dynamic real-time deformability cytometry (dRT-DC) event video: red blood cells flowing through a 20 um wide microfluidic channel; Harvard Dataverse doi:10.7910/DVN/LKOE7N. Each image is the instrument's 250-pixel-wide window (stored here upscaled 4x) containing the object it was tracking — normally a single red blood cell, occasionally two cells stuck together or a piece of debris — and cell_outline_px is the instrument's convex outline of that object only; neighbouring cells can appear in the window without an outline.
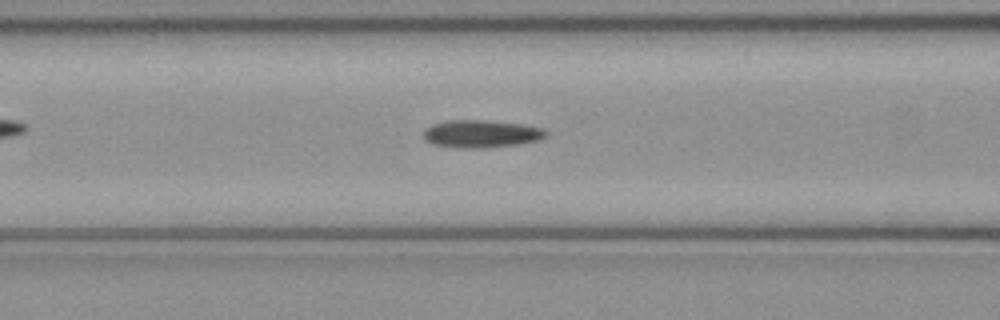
{"species": "common noctule bat (a hibernating species)", "species_latin": "Nyctalus noctula", "temperature_condition": "cold", "stored_images_in_passage": 46, "camera_frame_rate_fps": 3000, "um_per_image_px": 0.085, "animal": {"sex": "female", "body_mass_g": 21.9}, "frame": {"image": 1, "passage_image": 16, "time_ms": 5.0, "image_size_px": [1000, 320], "cell_outline_px": [[548, 136], [540, 140], [520, 144], [484, 148], [456, 148], [432, 144], [424, 140], [424, 128], [432, 124], [448, 120], [488, 120], [524, 124], [544, 128], [548, 132]], "centroid_in_image_um": [40.93, 11.37], "position_along_channel_um": 125.7, "area_um2": 20.17}}
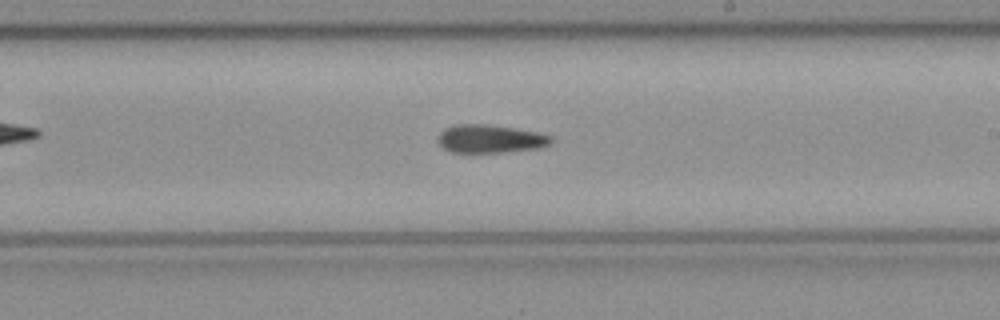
{"frame": {"image": 2, "passage_image": 25, "time_ms": 8.0, "image_size_px": [1000, 320], "cell_outline_px": [[552, 140], [548, 144], [540, 148], [504, 152], [452, 152], [444, 148], [436, 140], [436, 136], [444, 128], [456, 124], [488, 124], [536, 132], [552, 136]], "centroid_in_image_um": [41.61, 11.79], "position_along_channel_um": 247.4, "area_um2": 18.55}}
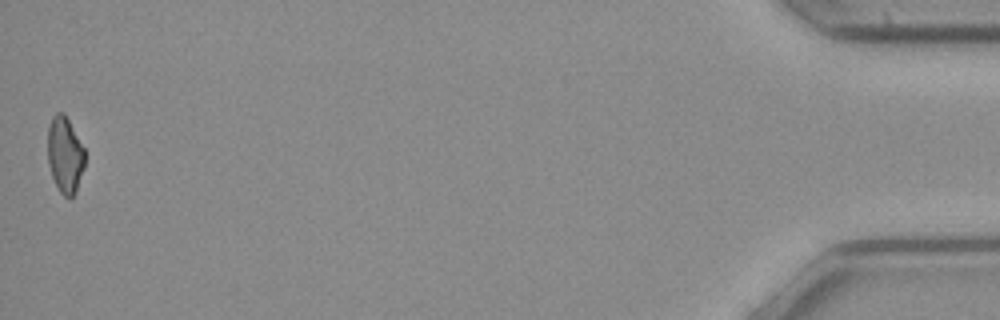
{"frame": {"image": 3, "passage_image": 46, "time_ms": 15.0, "image_size_px": [1000, 320], "cell_outline_px": [[84, 168], [76, 192], [68, 200], [60, 192], [52, 176], [48, 164], [48, 128], [52, 116], [56, 112], [64, 112], [84, 148]], "centroid_in_image_um": [5.52, 13.17], "position_along_channel_um": 429.7, "area_um2": 16.53}}